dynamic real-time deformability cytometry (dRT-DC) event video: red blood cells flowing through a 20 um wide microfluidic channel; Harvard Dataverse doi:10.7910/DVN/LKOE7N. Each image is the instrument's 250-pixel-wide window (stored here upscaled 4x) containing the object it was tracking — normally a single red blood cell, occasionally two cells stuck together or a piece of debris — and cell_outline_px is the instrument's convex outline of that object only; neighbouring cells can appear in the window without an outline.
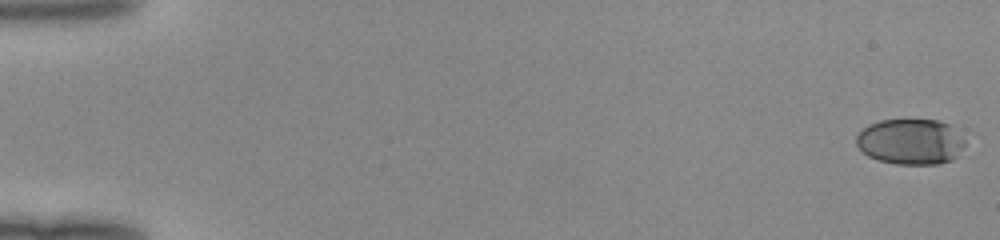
{"species": "human", "species_latin": "Homo sapiens", "temperature_condition": "room temperature", "stored_images_in_passage": 50, "camera_frame_rate_fps": 3000, "um_per_image_px": 0.085, "donor": {"sex": "female"}, "frame": {"image": 1, "passage_image": 1, "time_ms": 0.0, "image_size_px": [1000, 240], "cell_outline_px": [[964, 144], [956, 156], [952, 160], [940, 164], [896, 164], [880, 160], [868, 156], [856, 144], [856, 136], [868, 124], [880, 120], [936, 120], [948, 124], [964, 140]], "centroid_in_image_um": [77.37, 12.04], "position_along_channel_um": 7.6, "area_um2": 28.61}}
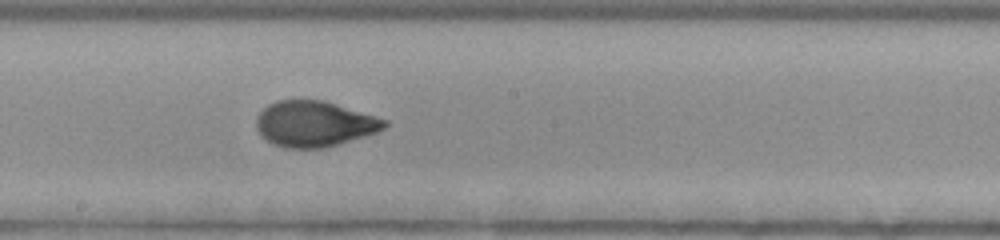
{"frame": {"image": 2, "passage_image": 29, "time_ms": 9.333, "image_size_px": [1000, 240], "cell_outline_px": [[388, 124], [384, 128], [376, 132], [364, 136], [324, 148], [284, 148], [272, 144], [260, 136], [256, 128], [256, 116], [268, 104], [276, 100], [324, 100], [388, 120]], "centroid_in_image_um": [26.67, 10.53], "position_along_channel_um": 221.5, "area_um2": 34.22}}
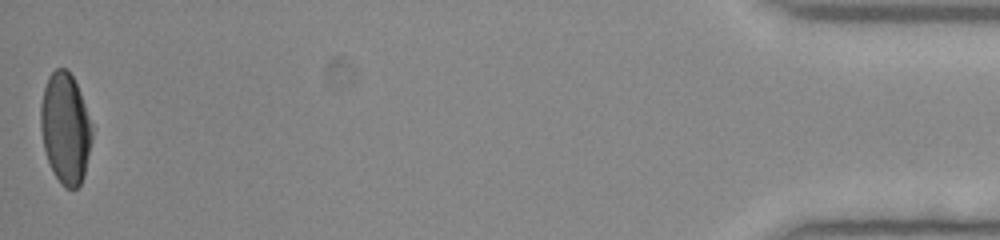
{"frame": {"image": 3, "passage_image": 50, "time_ms": 16.333, "image_size_px": [1000, 240], "cell_outline_px": [[92, 140], [84, 176], [80, 184], [76, 188], [64, 188], [60, 184], [48, 160], [44, 148], [40, 128], [40, 104], [44, 88], [48, 76], [56, 68], [68, 68], [80, 92], [92, 124]], "centroid_in_image_um": [5.55, 10.89], "position_along_channel_um": 429.6, "area_um2": 33.23}}